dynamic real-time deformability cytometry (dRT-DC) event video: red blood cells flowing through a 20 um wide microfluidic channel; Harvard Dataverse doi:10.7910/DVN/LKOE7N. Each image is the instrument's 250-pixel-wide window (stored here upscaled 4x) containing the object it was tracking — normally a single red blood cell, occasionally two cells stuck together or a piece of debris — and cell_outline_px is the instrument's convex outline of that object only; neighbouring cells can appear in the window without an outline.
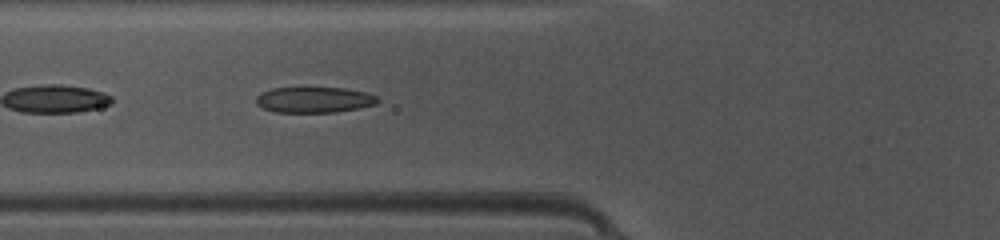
{"species": "common noctule bat (a hibernating species)", "species_latin": "Nyctalus noctula", "temperature_condition": "warm", "stored_images_in_passage": 48, "camera_frame_rate_fps": 3000, "um_per_image_px": 0.085, "animal": {"sex": "female", "body_mass_g": 10.0, "forearm_length_mm": 53.1}, "frame": {"image": 1, "passage_image": 18, "time_ms": 5.667, "image_size_px": [1000, 240], "cell_outline_px": [[380, 100], [376, 104], [360, 108], [336, 112], [276, 112], [264, 108], [256, 104], [256, 96], [260, 92], [272, 88], [344, 88], [368, 92], [376, 96]], "centroid_in_image_um": [26.72, 8.48], "position_along_channel_um": 99.1, "area_um2": 18.32}}
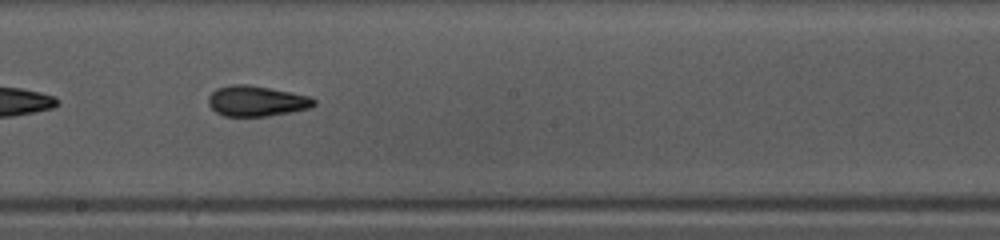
{"frame": {"image": 2, "passage_image": 27, "time_ms": 8.667, "image_size_px": [1000, 240], "cell_outline_px": [[316, 104], [308, 108], [292, 112], [268, 116], [224, 116], [216, 112], [208, 104], [208, 96], [216, 88], [232, 84], [248, 84], [308, 96], [316, 100]], "centroid_in_image_um": [21.77, 8.59], "position_along_channel_um": 226.4, "area_um2": 18.67}}
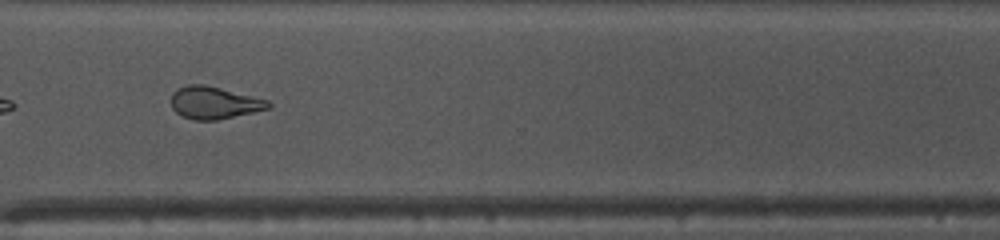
{"frame": {"image": 3, "passage_image": 36, "time_ms": 11.667, "image_size_px": [1000, 240], "cell_outline_px": [[272, 104], [268, 108], [252, 112], [216, 120], [196, 120], [184, 116], [176, 112], [172, 108], [172, 92], [176, 88], [188, 84], [204, 84], [268, 100]], "centroid_in_image_um": [18.17, 8.72], "position_along_channel_um": 352.4, "area_um2": 18.03}, "authors_computed_cell_mechanics": {"area_um2": 19.1896, "velocity_mm_per_s": 4.2151, "shape_relaxation_time_tau1_ms": 3.6126, "shape_relaxation_time_tau2_ms": 1.9608, "deformation_change_tau1": 0.1546, "deformation_change_tau2": 0.0872}}